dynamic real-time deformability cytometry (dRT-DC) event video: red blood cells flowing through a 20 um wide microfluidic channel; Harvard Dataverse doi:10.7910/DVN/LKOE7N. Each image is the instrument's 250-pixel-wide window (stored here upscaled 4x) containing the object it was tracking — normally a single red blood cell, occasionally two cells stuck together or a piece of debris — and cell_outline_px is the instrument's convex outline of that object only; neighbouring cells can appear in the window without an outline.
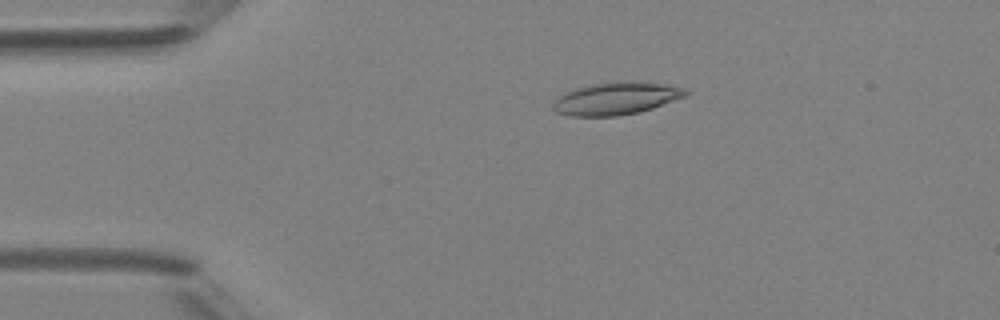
{"species": "Egyptian fruit bat (a non-hibernating species)", "species_latin": "Rousettus aegyptiacus", "temperature_condition": "room temperature", "stored_images_in_passage": 5, "camera_frame_rate_fps": 3000, "um_per_image_px": 0.085, "animal": {"sex": "female"}, "frame": {"image": 1, "passage_image": 3, "time_ms": 2.333, "image_size_px": [1000, 320], "cell_outline_px": [[692, 92], [688, 96], [652, 108], [636, 112], [616, 116], [572, 116], [556, 112], [552, 108], [552, 104], [556, 96], [564, 92], [576, 88], [592, 84], [668, 84], [688, 88]], "centroid_in_image_um": [52.37, 8.41], "position_along_channel_um": 32.6, "area_um2": 24.45}}